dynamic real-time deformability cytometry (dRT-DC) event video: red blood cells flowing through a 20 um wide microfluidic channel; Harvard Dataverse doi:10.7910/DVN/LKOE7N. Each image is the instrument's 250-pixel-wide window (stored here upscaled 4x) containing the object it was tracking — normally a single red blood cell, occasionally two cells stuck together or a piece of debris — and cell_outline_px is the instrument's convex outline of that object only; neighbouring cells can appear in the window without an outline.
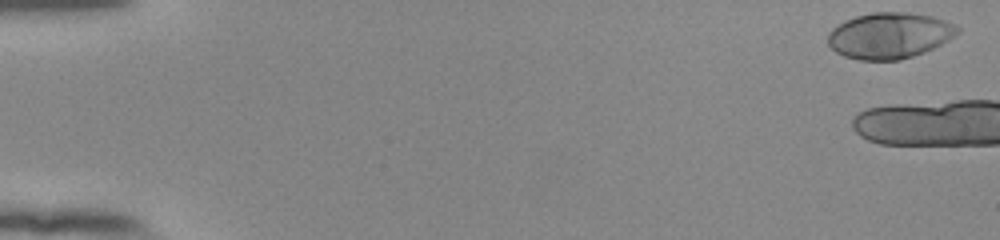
{"species": "human", "species_latin": "Homo sapiens", "temperature_condition": "room temperature", "stored_images_in_passage": 6, "camera_frame_rate_fps": 3000, "um_per_image_px": 0.085, "donor": {"sex": "female"}, "frame": {"image": 1, "passage_image": 2, "time_ms": 0.333, "image_size_px": [1000, 240], "cell_outline_px": [[960, 32], [948, 40], [924, 52], [900, 60], [860, 60], [844, 56], [836, 52], [828, 44], [828, 32], [832, 28], [844, 20], [856, 16], [872, 12], [908, 12], [932, 16], [956, 24], [960, 28]], "centroid_in_image_um": [75.6, 3.01], "position_along_channel_um": 9.4, "area_um2": 34.85}}